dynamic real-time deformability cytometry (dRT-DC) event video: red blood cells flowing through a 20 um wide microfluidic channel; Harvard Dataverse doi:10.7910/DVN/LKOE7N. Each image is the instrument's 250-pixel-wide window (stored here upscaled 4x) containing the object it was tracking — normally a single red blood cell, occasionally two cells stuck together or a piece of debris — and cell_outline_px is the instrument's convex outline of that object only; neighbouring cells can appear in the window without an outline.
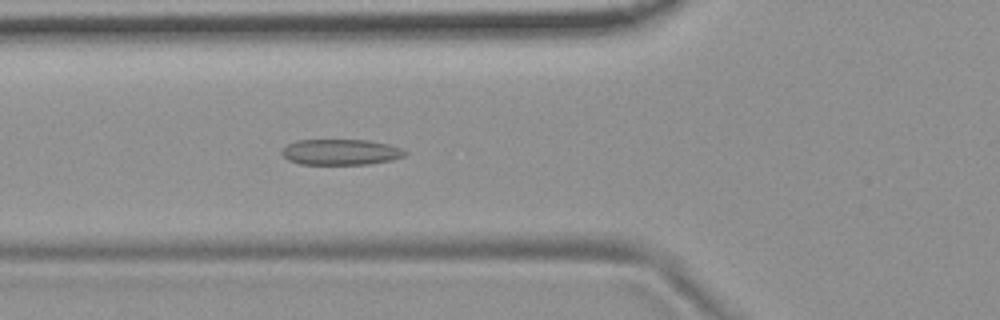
{"species": "common noctule bat (a hibernating species)", "species_latin": "Nyctalus noctula", "temperature_condition": "room temperature", "stored_images_in_passage": 52, "camera_frame_rate_fps": 3000, "um_per_image_px": 0.085, "animal": {"sex": "female", "body_mass_g": 19.9}, "frame": {"image": 1, "passage_image": 17, "time_ms": 5.333, "image_size_px": [1000, 320], "cell_outline_px": [[408, 152], [404, 156], [392, 160], [368, 164], [300, 164], [288, 160], [280, 152], [288, 144], [296, 140], [368, 140], [388, 144], [400, 148]], "centroid_in_image_um": [28.96, 12.92], "position_along_channel_um": 96.8, "area_um2": 18.44}}
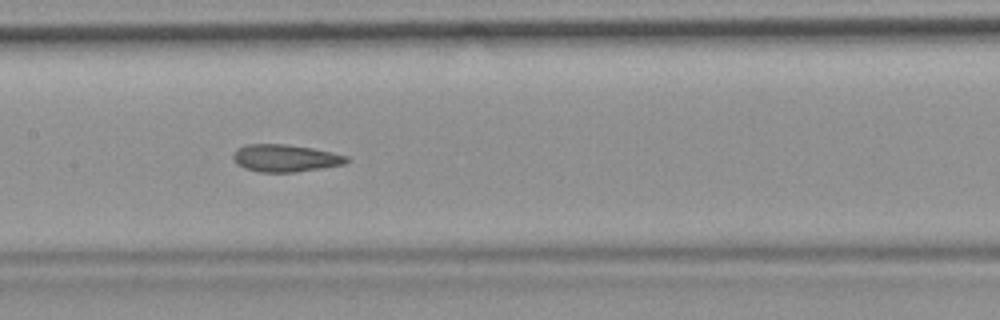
{"frame": {"image": 2, "passage_image": 24, "time_ms": 7.667, "image_size_px": [1000, 320], "cell_outline_px": [[352, 160], [344, 164], [324, 168], [296, 172], [260, 172], [244, 168], [236, 164], [232, 160], [232, 156], [236, 148], [248, 144], [284, 144], [312, 148], [332, 152], [348, 156]], "centroid_in_image_um": [24.25, 13.44], "position_along_channel_um": 183.1, "area_um2": 18.32}}
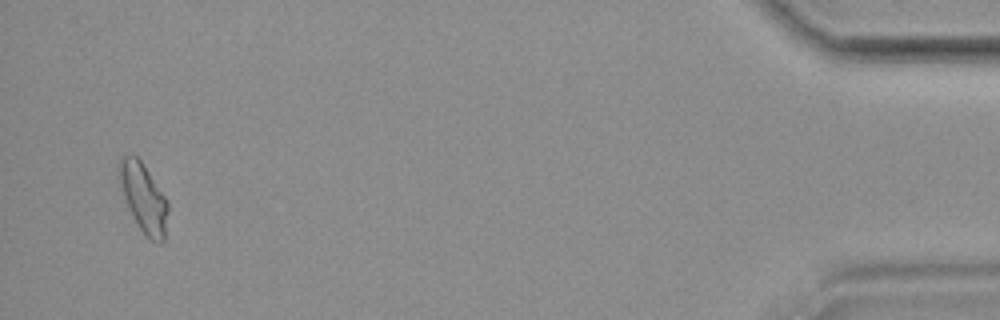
{"frame": {"image": 3, "passage_image": 50, "time_ms": 16.333, "image_size_px": [1000, 320], "cell_outline_px": [[168, 212], [164, 240], [160, 244], [152, 240], [140, 228], [124, 196], [116, 172], [116, 164], [120, 156], [136, 156], [140, 160], [168, 200]], "centroid_in_image_um": [12.19, 16.76], "position_along_channel_um": 423.0, "area_um2": 19.31}, "authors_computed_cell_mechanics": {"area_um2": 18.4382, "velocity_mm_per_s": 3.6806, "shape_relaxation_time_tau1_ms": null, "shape_relaxation_time_tau2_ms": 2.8118, "deformation_change_tau1": null, "deformation_change_tau2": 0.0978}}